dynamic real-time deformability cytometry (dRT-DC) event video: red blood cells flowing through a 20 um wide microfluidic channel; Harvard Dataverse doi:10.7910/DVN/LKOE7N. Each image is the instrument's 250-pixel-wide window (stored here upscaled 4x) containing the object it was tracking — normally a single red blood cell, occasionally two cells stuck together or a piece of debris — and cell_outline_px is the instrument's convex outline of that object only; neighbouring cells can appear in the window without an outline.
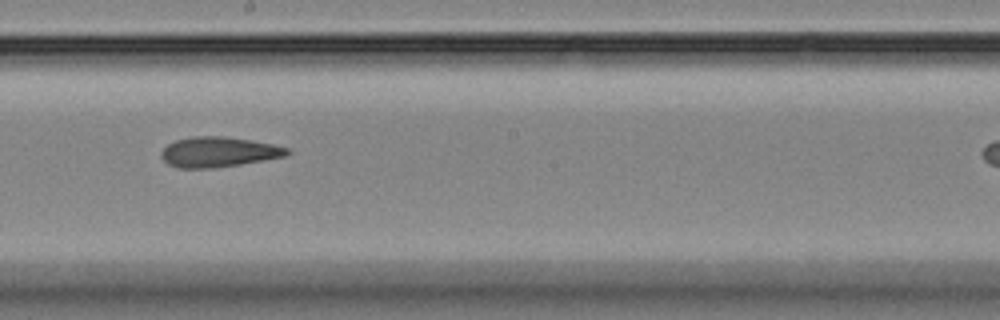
{"species": "Egyptian fruit bat (a non-hibernating species)", "species_latin": "Rousettus aegyptiacus", "temperature_condition": "room temperature", "stored_images_in_passage": 12, "camera_frame_rate_fps": 3000, "um_per_image_px": 0.085, "animal": {"sex": "female"}, "frame": {"image": 1, "passage_image": 6, "time_ms": 5.667, "image_size_px": [1000, 320], "cell_outline_px": [[292, 152], [288, 156], [240, 164], [212, 168], [176, 168], [168, 164], [160, 156], [160, 152], [168, 144], [176, 140], [192, 136], [224, 136], [272, 144], [288, 148]], "centroid_in_image_um": [18.57, 12.92], "position_along_channel_um": 229.6, "area_um2": 22.14}}
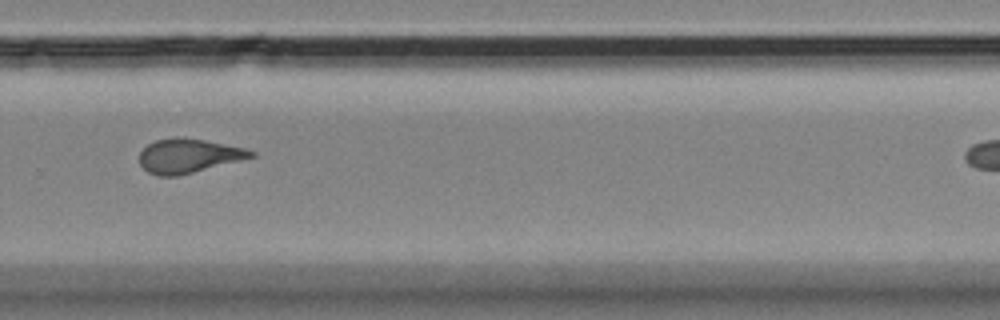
{"frame": {"image": 2, "passage_image": 9, "time_ms": 10.0, "image_size_px": [1000, 320], "cell_outline_px": [[256, 156], [176, 176], [160, 176], [148, 172], [140, 164], [140, 152], [148, 144], [156, 140], [176, 136], [184, 136], [244, 148], [256, 152]], "centroid_in_image_um": [16.0, 13.22], "position_along_channel_um": 313.8, "area_um2": 21.96}, "authors_computed_cell_mechanics": {"area_um2": 22.0507, "velocity_mm_per_s": 3.5483, "shape_relaxation_time_tau1_ms": null, "shape_relaxation_time_tau2_ms": 5.8731, "deformation_change_tau1": null, "deformation_change_tau2": 0.1041}}